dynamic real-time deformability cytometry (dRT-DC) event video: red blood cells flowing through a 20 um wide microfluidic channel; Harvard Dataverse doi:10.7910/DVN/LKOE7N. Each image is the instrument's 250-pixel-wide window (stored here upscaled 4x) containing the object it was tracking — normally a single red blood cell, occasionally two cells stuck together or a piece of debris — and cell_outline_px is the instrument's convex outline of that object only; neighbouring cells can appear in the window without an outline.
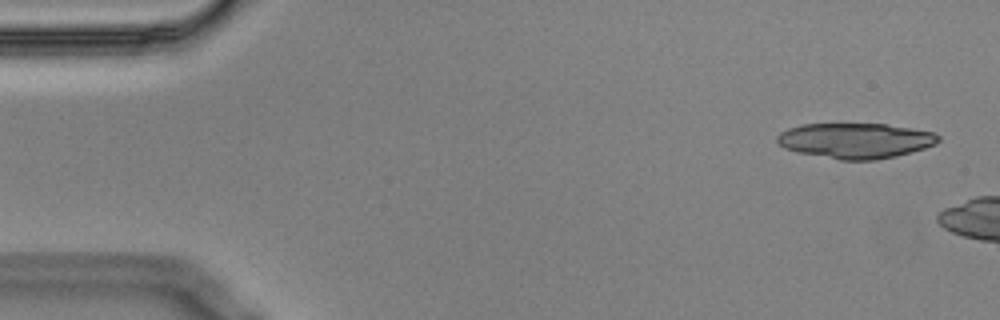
{"species": "Egyptian fruit bat (a non-hibernating species)", "species_latin": "Rousettus aegyptiacus", "temperature_condition": "cold", "stored_images_in_passage": 6, "camera_frame_rate_fps": 3000, "um_per_image_px": 0.085, "animal": {"sex": "male"}, "frame": {"image": 1, "passage_image": 2, "time_ms": 0.333, "image_size_px": [1000, 320], "cell_outline_px": [[940, 140], [936, 144], [924, 148], [896, 156], [876, 160], [840, 160], [796, 152], [784, 148], [776, 140], [776, 136], [780, 132], [788, 128], [800, 124], [884, 124], [912, 128], [932, 132], [940, 136]], "centroid_in_image_um": [72.69, 11.95], "position_along_channel_um": 12.3, "area_um2": 33.29}}